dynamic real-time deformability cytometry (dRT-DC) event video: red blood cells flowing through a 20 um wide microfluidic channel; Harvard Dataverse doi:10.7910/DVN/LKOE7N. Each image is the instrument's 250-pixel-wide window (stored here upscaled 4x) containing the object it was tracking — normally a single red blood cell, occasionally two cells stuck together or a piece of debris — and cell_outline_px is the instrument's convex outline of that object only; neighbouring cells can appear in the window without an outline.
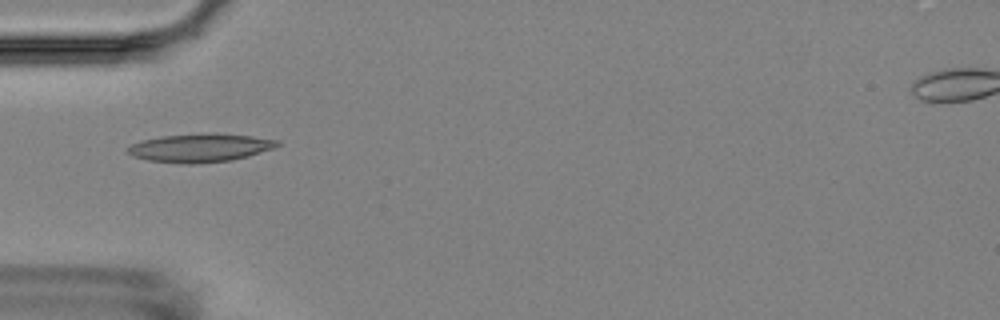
{"species": "Egyptian fruit bat (a non-hibernating species)", "species_latin": "Rousettus aegyptiacus", "temperature_condition": "room temperature", "stored_images_in_passage": 3, "camera_frame_rate_fps": 3000, "um_per_image_px": 0.085, "animal": {"sex": "female"}, "frame": {"image": 1, "passage_image": 1, "time_ms": 0.0, "image_size_px": [1000, 320], "cell_outline_px": [[280, 144], [276, 148], [248, 156], [232, 160], [196, 164], [180, 164], [148, 160], [132, 156], [124, 148], [132, 144], [144, 140], [160, 136], [252, 136], [280, 140]], "centroid_in_image_um": [16.99, 12.62], "position_along_channel_um": 68.0, "area_um2": 23.81}}